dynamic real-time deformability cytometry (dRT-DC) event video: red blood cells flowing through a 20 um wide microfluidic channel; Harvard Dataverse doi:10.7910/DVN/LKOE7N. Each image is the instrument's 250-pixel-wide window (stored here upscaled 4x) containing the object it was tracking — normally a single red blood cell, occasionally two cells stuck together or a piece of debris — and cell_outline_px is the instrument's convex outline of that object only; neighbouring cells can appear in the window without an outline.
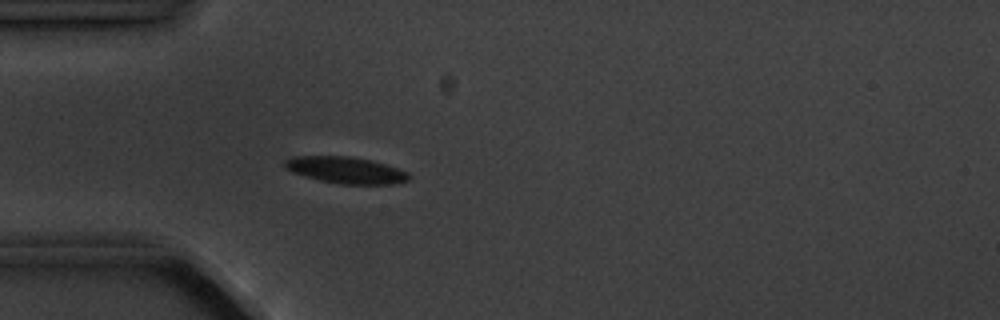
{"species": "common noctule bat (a hibernating species)", "species_latin": "Nyctalus noctula", "temperature_condition": "cold", "stored_images_in_passage": 1, "camera_frame_rate_fps": 3000, "um_per_image_px": 0.085, "animal": {"sex": "male", "body_mass_g": 20.1, "forearm_length_mm": 53.5}, "frame": {"image": 1, "passage_image": 1, "time_ms": 0.0, "image_size_px": [1000, 320], "cell_outline_px": [[412, 176], [408, 180], [392, 184], [340, 184], [320, 180], [304, 176], [292, 172], [284, 168], [284, 160], [296, 156], [348, 156], [368, 160], [384, 164], [408, 172]], "centroid_in_image_um": [29.37, 14.46], "position_along_channel_um": 55.6, "area_um2": 19.07}}